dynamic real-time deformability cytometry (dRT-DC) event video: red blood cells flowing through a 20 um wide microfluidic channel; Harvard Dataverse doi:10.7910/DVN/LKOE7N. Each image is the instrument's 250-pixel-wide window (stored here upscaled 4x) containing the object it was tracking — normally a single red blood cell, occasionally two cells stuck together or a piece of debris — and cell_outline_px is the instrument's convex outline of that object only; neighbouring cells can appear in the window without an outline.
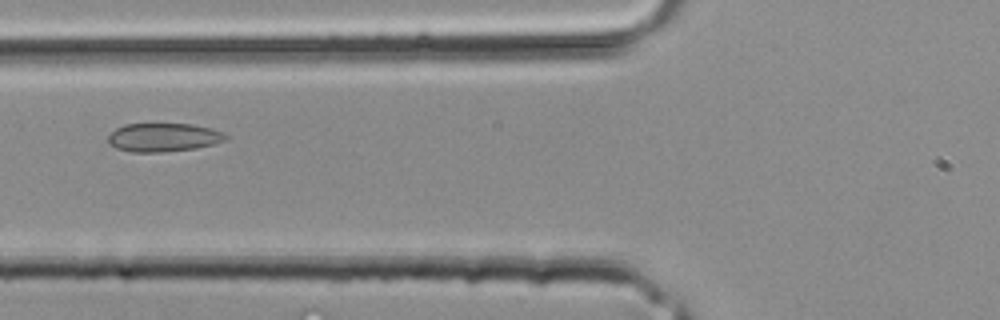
{"species": "common noctule bat (a hibernating species)", "species_latin": "Nyctalus noctula", "temperature_condition": "room temperature", "stored_images_in_passage": 5, "camera_frame_rate_fps": 3000, "um_per_image_px": 0.085, "animal": {"sex": "male", "body_mass_g": 20.4}, "frame": {"image": 1, "passage_image": 5, "time_ms": 1.333, "image_size_px": [1000, 320], "cell_outline_px": [[228, 140], [196, 148], [160, 152], [132, 152], [116, 148], [108, 140], [108, 136], [116, 128], [124, 124], [192, 124], [224, 132], [228, 136]], "centroid_in_image_um": [13.91, 11.67], "position_along_channel_um": 111.9, "area_um2": 19.42}}